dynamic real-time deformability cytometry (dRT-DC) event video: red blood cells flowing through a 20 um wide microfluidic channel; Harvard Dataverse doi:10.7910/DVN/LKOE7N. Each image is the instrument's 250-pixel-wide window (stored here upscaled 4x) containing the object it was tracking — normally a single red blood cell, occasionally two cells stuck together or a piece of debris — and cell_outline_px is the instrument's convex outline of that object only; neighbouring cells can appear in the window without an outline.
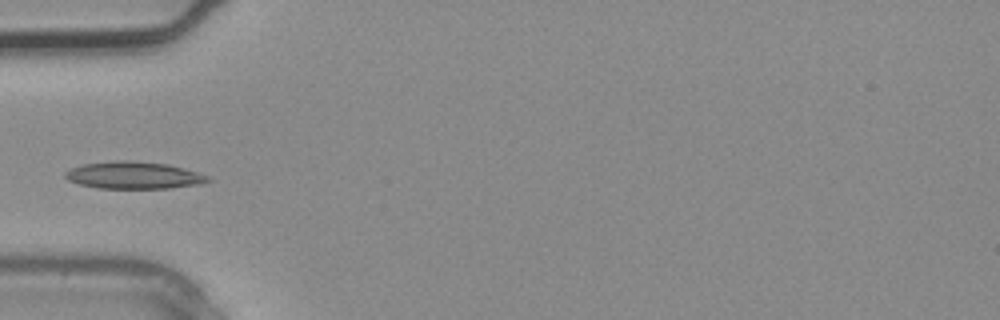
{"species": "common noctule bat (a hibernating species)", "species_latin": "Nyctalus noctula", "temperature_condition": "warm", "stored_images_in_passage": 3, "camera_frame_rate_fps": 3000, "um_per_image_px": 0.085, "animal": {"sex": "male", "body_mass_g": 20.4}, "frame": {"image": 1, "passage_image": 3, "time_ms": 0.667, "image_size_px": [1000, 320], "cell_outline_px": [[212, 180], [200, 184], [168, 188], [96, 188], [80, 184], [68, 180], [64, 176], [64, 172], [72, 168], [84, 164], [116, 160], [128, 160], [168, 164], [196, 172], [208, 176]], "centroid_in_image_um": [11.35, 14.9], "position_along_channel_um": 73.7, "area_um2": 22.43}}